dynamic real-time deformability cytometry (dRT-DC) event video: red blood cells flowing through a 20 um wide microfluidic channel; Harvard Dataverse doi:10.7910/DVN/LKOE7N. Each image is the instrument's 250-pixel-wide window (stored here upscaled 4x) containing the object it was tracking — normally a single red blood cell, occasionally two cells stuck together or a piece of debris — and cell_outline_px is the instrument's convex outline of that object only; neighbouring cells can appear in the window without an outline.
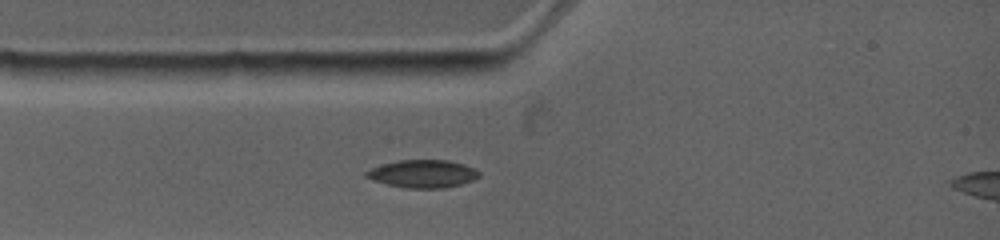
{"species": "common noctule bat (a hibernating species)", "species_latin": "Nyctalus noctula", "temperature_condition": "warm", "stored_images_in_passage": 3, "camera_frame_rate_fps": 4500, "um_per_image_px": 0.085, "animal": {"sex": "female", "body_mass_g": 19.0, "forearm_length_mm": 53.3}, "frame": {"image": 1, "passage_image": 3, "time_ms": 1.556, "image_size_px": [1000, 240], "cell_outline_px": [[480, 176], [472, 180], [460, 184], [444, 188], [408, 188], [388, 184], [372, 180], [364, 176], [364, 172], [372, 168], [384, 164], [400, 160], [448, 160], [464, 164], [476, 168], [480, 172]], "centroid_in_image_um": [35.96, 14.77], "position_along_channel_um": 49.0, "area_um2": 18.21}}